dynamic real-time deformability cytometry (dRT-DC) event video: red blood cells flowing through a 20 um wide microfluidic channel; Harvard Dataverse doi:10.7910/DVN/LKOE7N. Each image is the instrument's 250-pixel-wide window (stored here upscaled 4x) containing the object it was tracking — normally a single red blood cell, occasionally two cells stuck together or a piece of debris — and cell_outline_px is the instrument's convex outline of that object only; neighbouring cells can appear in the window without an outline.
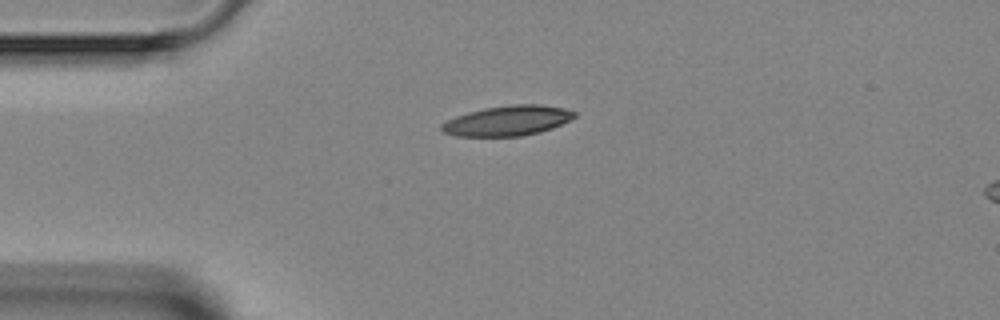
{"species": "Egyptian fruit bat (a non-hibernating species)", "species_latin": "Rousettus aegyptiacus", "temperature_condition": "room temperature", "stored_images_in_passage": 3, "camera_frame_rate_fps": 3000, "um_per_image_px": 0.085, "animal": {"sex": "female"}, "frame": {"image": 1, "passage_image": 1, "time_ms": 0.0, "image_size_px": [1000, 320], "cell_outline_px": [[576, 116], [552, 128], [540, 132], [520, 136], [456, 136], [444, 132], [440, 128], [440, 124], [456, 116], [468, 112], [484, 108], [512, 104], [540, 104], [564, 108], [576, 112]], "centroid_in_image_um": [43.13, 10.25], "position_along_channel_um": 41.9, "area_um2": 23.18}}
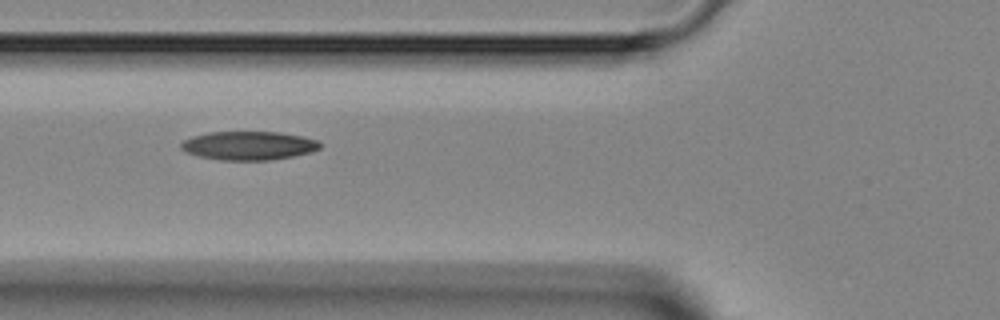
{"frame": {"image": 2, "passage_image": 3, "time_ms": 2.0, "image_size_px": [1000, 320], "cell_outline_px": [[320, 148], [312, 152], [272, 160], [220, 160], [200, 156], [184, 152], [180, 148], [180, 144], [184, 140], [192, 136], [208, 132], [280, 132], [304, 136], [320, 140]], "centroid_in_image_um": [21.15, 12.37], "position_along_channel_um": 104.7, "area_um2": 23.41}}